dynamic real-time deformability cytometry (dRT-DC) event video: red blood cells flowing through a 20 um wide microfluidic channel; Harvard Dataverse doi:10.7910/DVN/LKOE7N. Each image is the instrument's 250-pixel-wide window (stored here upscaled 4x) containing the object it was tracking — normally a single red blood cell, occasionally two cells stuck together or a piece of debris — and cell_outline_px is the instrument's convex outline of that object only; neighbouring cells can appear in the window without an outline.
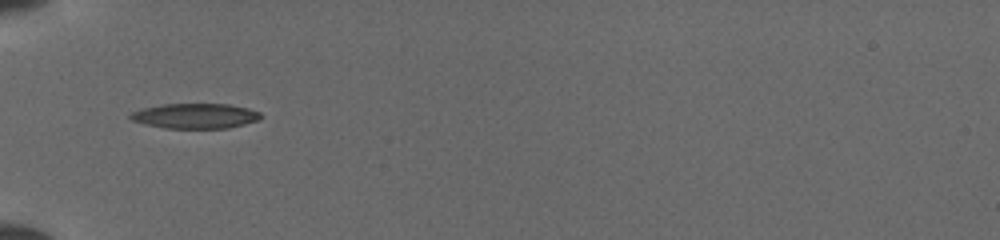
{"species": "common noctule bat (a hibernating species)", "species_latin": "Nyctalus noctula", "temperature_condition": "cold", "stored_images_in_passage": 33, "camera_frame_rate_fps": 3000, "um_per_image_px": 0.085, "animal": {"sex": "female", "body_mass_g": 19.5, "forearm_length_mm": 54.1}, "frame": {"image": 1, "passage_image": 1, "time_ms": 0.0, "image_size_px": [1000, 240], "cell_outline_px": [[264, 116], [256, 120], [244, 124], [228, 128], [164, 128], [144, 124], [132, 120], [128, 116], [132, 112], [140, 108], [164, 104], [228, 104], [248, 108], [260, 112]], "centroid_in_image_um": [16.58, 9.85], "position_along_channel_um": 68.4, "area_um2": 19.07}}
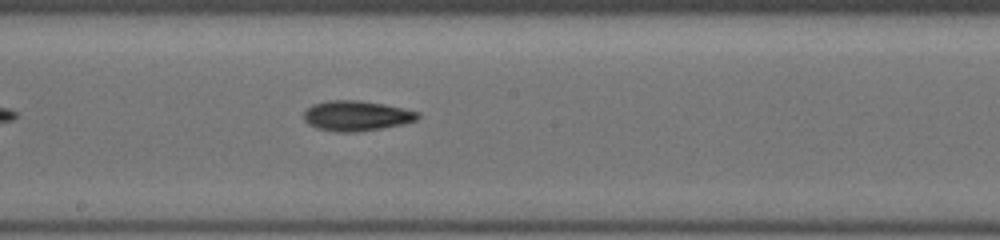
{"frame": {"image": 2, "passage_image": 12, "time_ms": 3.667, "image_size_px": [1000, 240], "cell_outline_px": [[420, 116], [416, 120], [404, 124], [356, 132], [336, 132], [316, 128], [308, 124], [304, 120], [304, 112], [312, 104], [328, 100], [360, 100], [384, 104], [404, 108], [420, 112]], "centroid_in_image_um": [30.3, 9.84], "position_along_channel_um": 217.9, "area_um2": 20.17}}
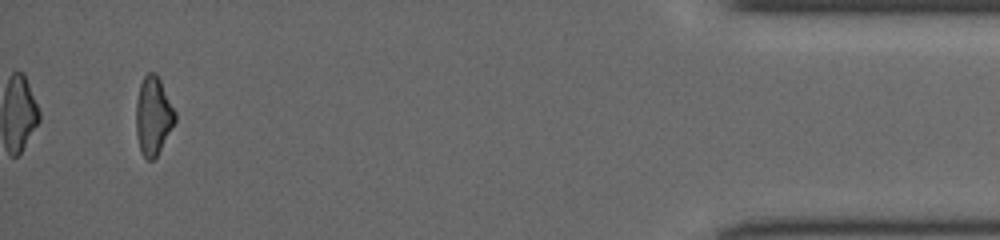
{"frame": {"image": 3, "passage_image": 31, "time_ms": 10.0, "image_size_px": [1000, 240], "cell_outline_px": [[176, 120], [156, 156], [152, 160], [148, 160], [140, 152], [136, 132], [136, 100], [140, 84], [144, 76], [148, 72], [156, 72], [176, 112]], "centroid_in_image_um": [13.01, 9.83], "position_along_channel_um": 422.2, "area_um2": 17.69}}